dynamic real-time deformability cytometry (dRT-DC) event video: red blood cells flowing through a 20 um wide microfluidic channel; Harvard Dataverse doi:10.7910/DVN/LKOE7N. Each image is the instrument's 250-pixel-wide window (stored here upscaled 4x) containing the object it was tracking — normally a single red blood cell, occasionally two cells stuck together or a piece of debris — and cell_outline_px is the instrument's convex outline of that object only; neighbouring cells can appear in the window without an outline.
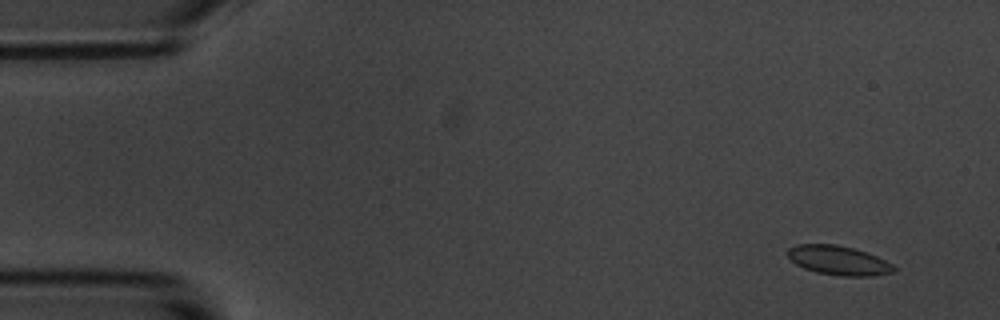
{"species": "common noctule bat (a hibernating species)", "species_latin": "Nyctalus noctula", "temperature_condition": "room temperature", "stored_images_in_passage": 9, "camera_frame_rate_fps": 3000, "um_per_image_px": 0.085, "animal": {"sex": "male", "body_mass_g": 20.1, "forearm_length_mm": 53.5}, "frame": {"image": 1, "passage_image": 1, "time_ms": 0.0, "image_size_px": [1000, 320], "cell_outline_px": [[896, 272], [872, 276], [840, 276], [816, 272], [804, 268], [796, 264], [788, 256], [788, 248], [796, 244], [836, 244], [868, 252], [892, 264], [896, 268]], "centroid_in_image_um": [71.29, 22.14], "position_along_channel_um": 13.7, "area_um2": 18.15}}
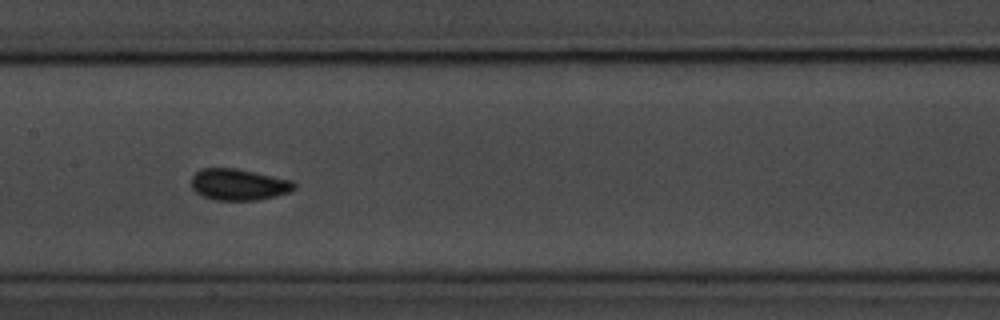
{"frame": {"image": 2, "passage_image": 8, "time_ms": 8.0, "image_size_px": [1000, 320], "cell_outline_px": [[296, 188], [292, 192], [276, 196], [256, 200], [216, 200], [204, 196], [196, 192], [192, 188], [192, 176], [200, 168], [236, 168], [292, 180], [296, 184]], "centroid_in_image_um": [20.32, 15.68], "position_along_channel_um": 187.1, "area_um2": 18.9}}
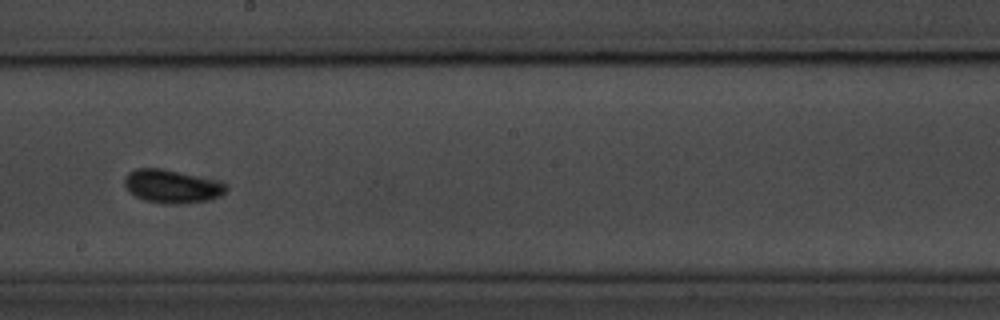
{"frame": {"image": 3, "passage_image": 9, "time_ms": 9.333, "image_size_px": [1000, 320], "cell_outline_px": [[228, 188], [220, 196], [208, 200], [188, 204], [164, 204], [144, 200], [128, 192], [124, 188], [124, 176], [128, 172], [136, 168], [160, 168], [180, 172], [224, 184]], "centroid_in_image_um": [14.51, 15.86], "position_along_channel_um": 233.7, "area_um2": 19.65}}